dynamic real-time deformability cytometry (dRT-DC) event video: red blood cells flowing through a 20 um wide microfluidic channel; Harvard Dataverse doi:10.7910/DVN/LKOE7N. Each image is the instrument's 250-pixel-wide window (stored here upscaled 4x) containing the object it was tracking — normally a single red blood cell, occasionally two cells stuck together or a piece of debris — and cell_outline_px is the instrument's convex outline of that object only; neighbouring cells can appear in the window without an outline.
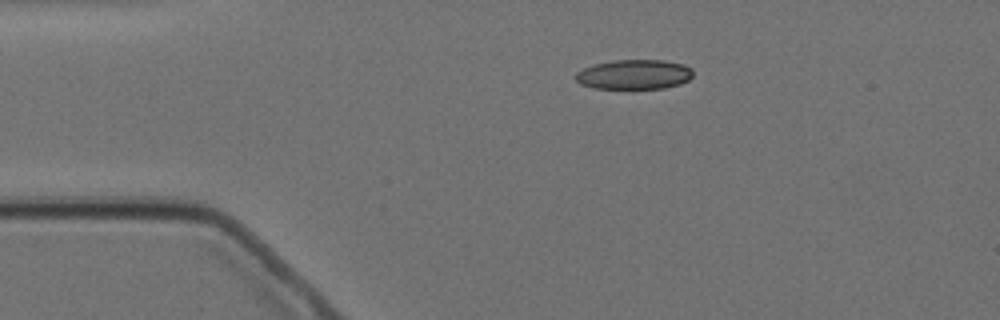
{"species": "Egyptian fruit bat (a non-hibernating species)", "species_latin": "Rousettus aegyptiacus", "temperature_condition": "cold", "stored_images_in_passage": 9, "camera_frame_rate_fps": 3000, "um_per_image_px": 0.085, "animal": {"sex": "female"}, "frame": {"image": 1, "passage_image": 1, "time_ms": 0.0, "image_size_px": [1000, 320], "cell_outline_px": [[692, 76], [688, 80], [680, 84], [664, 88], [592, 88], [580, 84], [576, 80], [576, 72], [584, 68], [596, 64], [612, 60], [664, 60], [684, 64], [692, 68]], "centroid_in_image_um": [53.92, 6.32], "position_along_channel_um": 31.1, "area_um2": 20.29}}
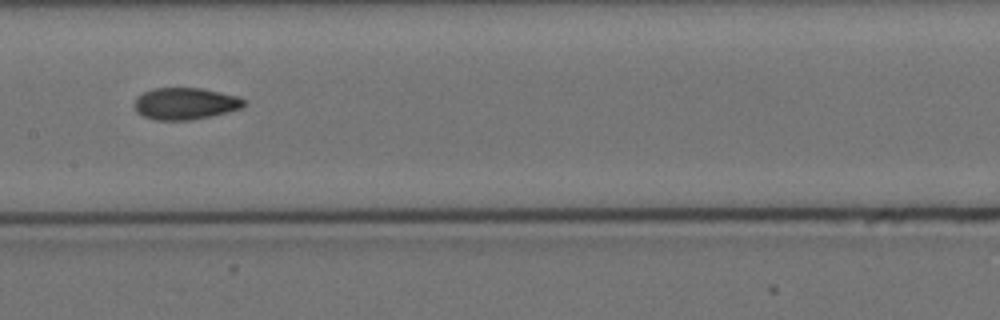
{"frame": {"image": 2, "passage_image": 6, "time_ms": 5.667, "image_size_px": [1000, 320], "cell_outline_px": [[244, 104], [240, 108], [192, 120], [156, 120], [144, 116], [136, 112], [132, 104], [136, 96], [152, 88], [200, 88], [236, 96], [244, 100]], "centroid_in_image_um": [15.64, 8.8], "position_along_channel_um": 191.8, "area_um2": 20.11}}
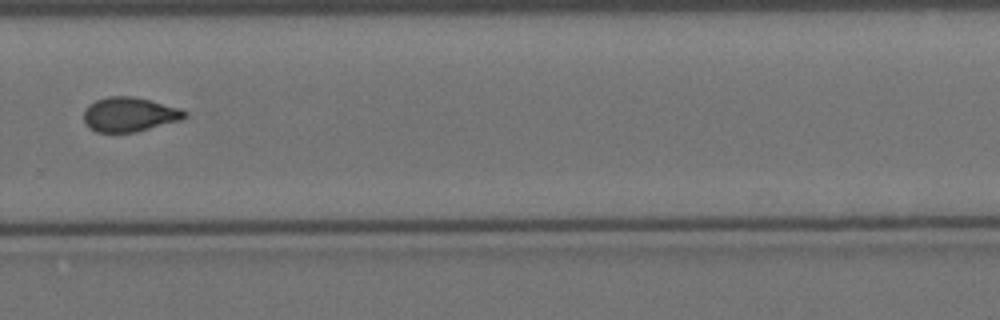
{"frame": {"image": 3, "passage_image": 9, "time_ms": 9.333, "image_size_px": [1000, 320], "cell_outline_px": [[188, 116], [180, 120], [136, 132], [96, 132], [88, 128], [84, 124], [84, 108], [88, 104], [96, 100], [108, 96], [132, 96], [180, 108], [188, 112]], "centroid_in_image_um": [10.97, 9.73], "position_along_channel_um": 318.8, "area_um2": 20.35}}